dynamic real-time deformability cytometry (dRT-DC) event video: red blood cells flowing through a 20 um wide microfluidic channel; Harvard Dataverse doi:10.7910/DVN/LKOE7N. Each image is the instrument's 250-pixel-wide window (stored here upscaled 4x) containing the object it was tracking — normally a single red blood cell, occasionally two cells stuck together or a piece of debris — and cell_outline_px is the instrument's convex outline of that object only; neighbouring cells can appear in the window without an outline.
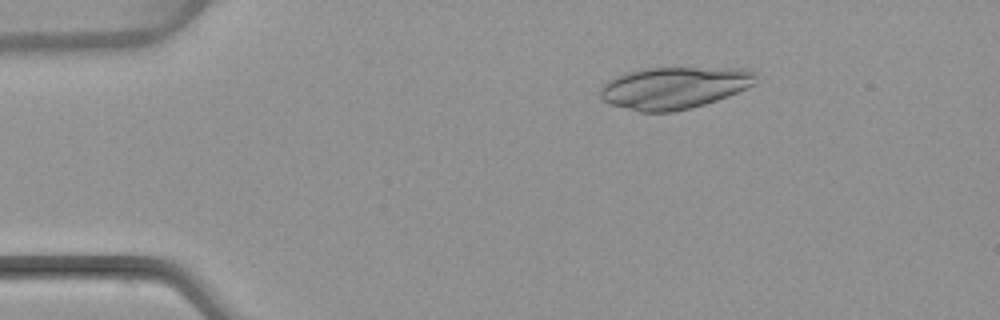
{"species": "common noctule bat (a hibernating species)", "species_latin": "Nyctalus noctula", "temperature_condition": "warm", "stored_images_in_passage": 3, "camera_frame_rate_fps": 3000, "um_per_image_px": 0.085, "animal": {"sex": "female", "body_mass_g": 22.7, "forearm_length_mm": 54.2}, "frame": {"image": 1, "passage_image": 1, "time_ms": 0.0, "image_size_px": [1000, 320], "cell_outline_px": [[756, 84], [748, 88], [728, 96], [704, 104], [672, 112], [640, 112], [608, 104], [600, 96], [600, 88], [608, 80], [616, 76], [628, 72], [644, 68], [748, 68], [756, 72]], "centroid_in_image_um": [57.32, 7.45], "position_along_channel_um": 27.7, "area_um2": 38.21}}